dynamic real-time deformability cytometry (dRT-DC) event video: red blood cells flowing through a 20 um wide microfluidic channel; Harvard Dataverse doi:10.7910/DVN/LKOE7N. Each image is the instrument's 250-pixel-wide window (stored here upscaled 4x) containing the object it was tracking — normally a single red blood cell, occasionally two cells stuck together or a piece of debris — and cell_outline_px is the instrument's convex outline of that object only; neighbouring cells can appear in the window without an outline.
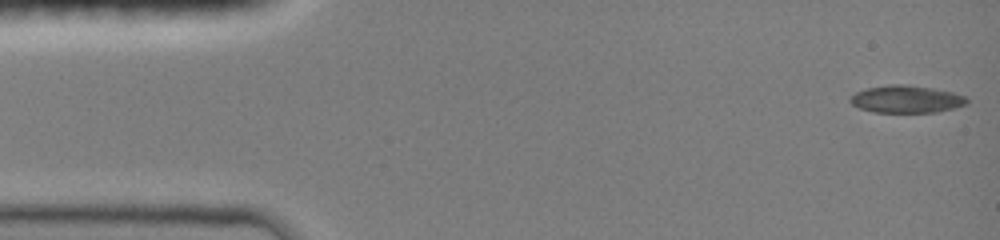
{"species": "common noctule bat (a hibernating species)", "species_latin": "Nyctalus noctula", "temperature_condition": "room temperature", "stored_images_in_passage": 14, "camera_frame_rate_fps": 3000, "um_per_image_px": 0.085, "animal": {"sex": "female", "body_mass_g": 19.0, "forearm_length_mm": 51.5}, "frame": {"image": 1, "passage_image": 1, "time_ms": 0.0, "image_size_px": [1000, 240], "cell_outline_px": [[968, 104], [936, 112], [872, 112], [860, 108], [852, 104], [848, 100], [856, 92], [868, 88], [892, 84], [904, 84], [932, 88], [952, 92], [964, 96], [968, 100]], "centroid_in_image_um": [77.03, 8.43], "position_along_channel_um": 8.0, "area_um2": 18.44}}
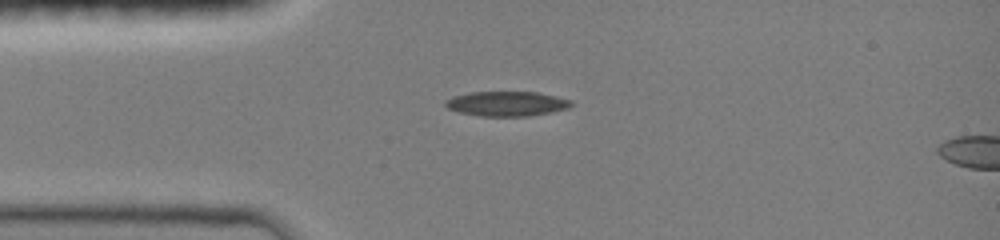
{"frame": {"image": 2, "passage_image": 11, "time_ms": 3.333, "image_size_px": [1000, 240], "cell_outline_px": [[572, 104], [568, 108], [552, 112], [528, 116], [480, 116], [460, 112], [448, 108], [444, 104], [444, 100], [452, 96], [472, 92], [536, 92], [556, 96], [572, 100]], "centroid_in_image_um": [43.06, 8.81], "position_along_channel_um": 41.9, "area_um2": 18.15}}